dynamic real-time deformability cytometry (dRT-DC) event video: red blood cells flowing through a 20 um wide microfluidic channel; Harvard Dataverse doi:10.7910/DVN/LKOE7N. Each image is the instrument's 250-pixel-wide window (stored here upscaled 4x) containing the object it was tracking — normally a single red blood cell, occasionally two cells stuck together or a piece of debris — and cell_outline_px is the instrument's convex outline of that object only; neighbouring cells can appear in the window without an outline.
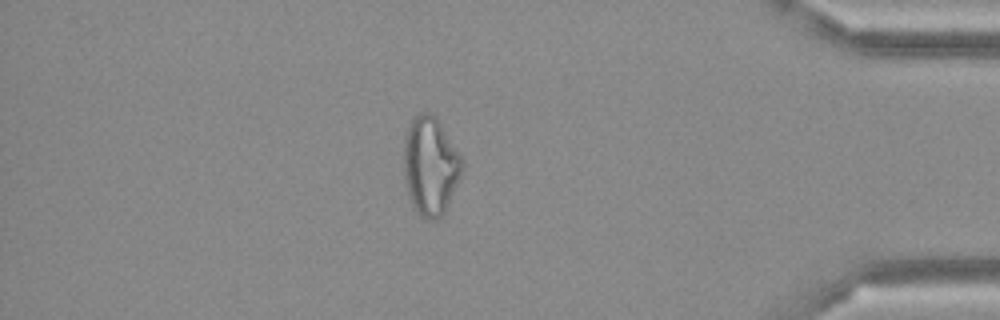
{"species": "Egyptian fruit bat (a non-hibernating species)", "species_latin": "Rousettus aegyptiacus", "temperature_condition": "cold", "stored_images_in_passage": 49, "camera_frame_rate_fps": 3000, "um_per_image_px": 0.085, "frame": {"image": 1, "passage_image": 42, "time_ms": 13.667, "image_size_px": [1000, 320], "cell_outline_px": [[464, 168], [444, 212], [436, 220], [432, 220], [420, 216], [416, 212], [412, 204], [404, 180], [404, 140], [408, 124], [412, 116], [424, 112], [432, 112], [436, 116], [464, 160]], "centroid_in_image_um": [36.58, 14.06], "position_along_channel_um": 398.6, "area_um2": 33.64}}